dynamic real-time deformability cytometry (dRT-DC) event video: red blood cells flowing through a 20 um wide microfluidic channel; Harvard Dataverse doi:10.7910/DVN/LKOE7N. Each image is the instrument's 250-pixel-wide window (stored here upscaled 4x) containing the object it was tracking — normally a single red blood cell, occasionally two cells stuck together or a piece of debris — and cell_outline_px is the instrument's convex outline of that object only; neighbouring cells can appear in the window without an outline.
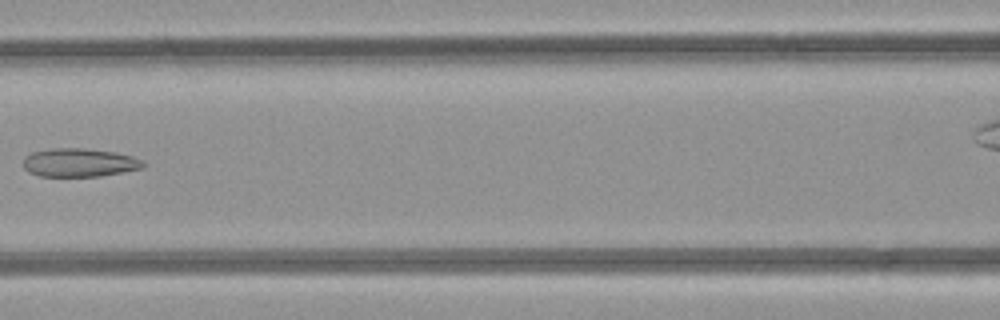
{"species": "common noctule bat (a hibernating species)", "species_latin": "Nyctalus noctula", "temperature_condition": "room temperature", "stored_images_in_passage": 8, "camera_frame_rate_fps": 3000, "um_per_image_px": 0.085, "animal": {"sex": "female", "body_mass_g": 21.9}, "frame": {"image": 1, "passage_image": 7, "time_ms": 7.0, "image_size_px": [1000, 320], "cell_outline_px": [[148, 164], [144, 168], [100, 176], [40, 176], [28, 172], [24, 168], [24, 156], [32, 152], [52, 148], [84, 148], [116, 152], [132, 156], [144, 160]], "centroid_in_image_um": [6.78, 13.81], "position_along_channel_um": 159.8, "area_um2": 20.11}}